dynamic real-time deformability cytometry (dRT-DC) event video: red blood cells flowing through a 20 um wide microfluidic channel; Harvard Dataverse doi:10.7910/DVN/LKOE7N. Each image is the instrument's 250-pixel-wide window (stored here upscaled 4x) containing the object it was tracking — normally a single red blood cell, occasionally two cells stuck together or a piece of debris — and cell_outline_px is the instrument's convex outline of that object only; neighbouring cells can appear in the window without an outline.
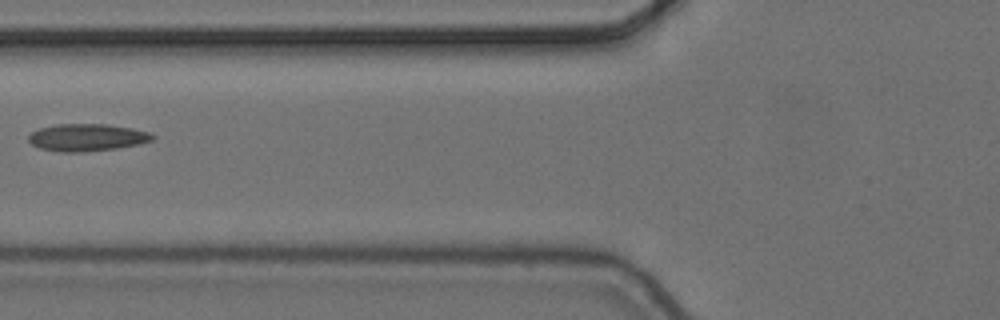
{"species": "common noctule bat (a hibernating species)", "species_latin": "Nyctalus noctula", "temperature_condition": "cold", "stored_images_in_passage": 3, "camera_frame_rate_fps": 3000, "um_per_image_px": 0.085, "animal": {"sex": "female", "body_mass_g": 24.6, "forearm_length_mm": 56.2}, "frame": {"image": 1, "passage_image": 3, "time_ms": 0.667, "image_size_px": [1000, 320], "cell_outline_px": [[156, 136], [152, 140], [140, 144], [116, 148], [80, 152], [60, 152], [40, 148], [32, 144], [28, 140], [28, 136], [32, 132], [40, 128], [56, 124], [108, 124], [132, 128], [148, 132]], "centroid_in_image_um": [7.39, 11.68], "position_along_channel_um": 118.4, "area_um2": 19.65}}